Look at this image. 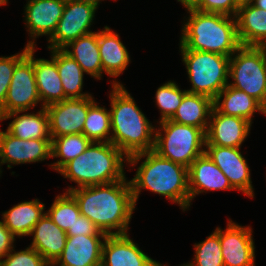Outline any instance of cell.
<instances>
[{
  "instance_id": "cell-1",
  "label": "cell",
  "mask_w": 266,
  "mask_h": 266,
  "mask_svg": "<svg viewBox=\"0 0 266 266\" xmlns=\"http://www.w3.org/2000/svg\"><path fill=\"white\" fill-rule=\"evenodd\" d=\"M69 193L77 201L81 215L92 221L101 232L106 235L128 233L136 206L127 178L74 188Z\"/></svg>"
},
{
  "instance_id": "cell-2",
  "label": "cell",
  "mask_w": 266,
  "mask_h": 266,
  "mask_svg": "<svg viewBox=\"0 0 266 266\" xmlns=\"http://www.w3.org/2000/svg\"><path fill=\"white\" fill-rule=\"evenodd\" d=\"M142 158L145 160L139 164ZM127 164L133 167L139 164L134 178L129 180L135 206L140 192L145 189L178 204L183 212L189 209L187 167L163 158L153 150L129 156Z\"/></svg>"
},
{
  "instance_id": "cell-3",
  "label": "cell",
  "mask_w": 266,
  "mask_h": 266,
  "mask_svg": "<svg viewBox=\"0 0 266 266\" xmlns=\"http://www.w3.org/2000/svg\"><path fill=\"white\" fill-rule=\"evenodd\" d=\"M110 97V142L127 157L154 148L155 127L124 85L114 79Z\"/></svg>"
},
{
  "instance_id": "cell-4",
  "label": "cell",
  "mask_w": 266,
  "mask_h": 266,
  "mask_svg": "<svg viewBox=\"0 0 266 266\" xmlns=\"http://www.w3.org/2000/svg\"><path fill=\"white\" fill-rule=\"evenodd\" d=\"M180 50L206 51L231 57L241 46L235 17L188 8ZM186 21V22H185Z\"/></svg>"
},
{
  "instance_id": "cell-5",
  "label": "cell",
  "mask_w": 266,
  "mask_h": 266,
  "mask_svg": "<svg viewBox=\"0 0 266 266\" xmlns=\"http://www.w3.org/2000/svg\"><path fill=\"white\" fill-rule=\"evenodd\" d=\"M128 157L111 142H92L76 158L66 163L59 171L64 178L77 183L69 186L65 192L74 188L107 184L126 178L124 164Z\"/></svg>"
},
{
  "instance_id": "cell-6",
  "label": "cell",
  "mask_w": 266,
  "mask_h": 266,
  "mask_svg": "<svg viewBox=\"0 0 266 266\" xmlns=\"http://www.w3.org/2000/svg\"><path fill=\"white\" fill-rule=\"evenodd\" d=\"M155 128L154 148L158 155L187 168L205 153L206 134L198 127L179 124L171 120Z\"/></svg>"
},
{
  "instance_id": "cell-7",
  "label": "cell",
  "mask_w": 266,
  "mask_h": 266,
  "mask_svg": "<svg viewBox=\"0 0 266 266\" xmlns=\"http://www.w3.org/2000/svg\"><path fill=\"white\" fill-rule=\"evenodd\" d=\"M192 88L187 92L207 96L214 100L228 85L230 57L221 54L180 50Z\"/></svg>"
},
{
  "instance_id": "cell-8",
  "label": "cell",
  "mask_w": 266,
  "mask_h": 266,
  "mask_svg": "<svg viewBox=\"0 0 266 266\" xmlns=\"http://www.w3.org/2000/svg\"><path fill=\"white\" fill-rule=\"evenodd\" d=\"M228 85L244 91L266 108V46L241 45L230 57Z\"/></svg>"
},
{
  "instance_id": "cell-9",
  "label": "cell",
  "mask_w": 266,
  "mask_h": 266,
  "mask_svg": "<svg viewBox=\"0 0 266 266\" xmlns=\"http://www.w3.org/2000/svg\"><path fill=\"white\" fill-rule=\"evenodd\" d=\"M40 102L33 65V48L27 47V54L13 71L5 101L0 106V118L4 114L29 111Z\"/></svg>"
},
{
  "instance_id": "cell-10",
  "label": "cell",
  "mask_w": 266,
  "mask_h": 266,
  "mask_svg": "<svg viewBox=\"0 0 266 266\" xmlns=\"http://www.w3.org/2000/svg\"><path fill=\"white\" fill-rule=\"evenodd\" d=\"M98 8L89 3L66 1L63 14L47 48L62 49L69 42L92 32L90 29Z\"/></svg>"
},
{
  "instance_id": "cell-11",
  "label": "cell",
  "mask_w": 266,
  "mask_h": 266,
  "mask_svg": "<svg viewBox=\"0 0 266 266\" xmlns=\"http://www.w3.org/2000/svg\"><path fill=\"white\" fill-rule=\"evenodd\" d=\"M93 96L68 98L46 106L50 137L81 134Z\"/></svg>"
},
{
  "instance_id": "cell-12",
  "label": "cell",
  "mask_w": 266,
  "mask_h": 266,
  "mask_svg": "<svg viewBox=\"0 0 266 266\" xmlns=\"http://www.w3.org/2000/svg\"><path fill=\"white\" fill-rule=\"evenodd\" d=\"M227 227H219V240L224 266H254L255 243L251 226L227 220Z\"/></svg>"
},
{
  "instance_id": "cell-13",
  "label": "cell",
  "mask_w": 266,
  "mask_h": 266,
  "mask_svg": "<svg viewBox=\"0 0 266 266\" xmlns=\"http://www.w3.org/2000/svg\"><path fill=\"white\" fill-rule=\"evenodd\" d=\"M51 158V139L24 140L0 129V176L1 165L36 163Z\"/></svg>"
},
{
  "instance_id": "cell-14",
  "label": "cell",
  "mask_w": 266,
  "mask_h": 266,
  "mask_svg": "<svg viewBox=\"0 0 266 266\" xmlns=\"http://www.w3.org/2000/svg\"><path fill=\"white\" fill-rule=\"evenodd\" d=\"M241 148L205 145V153L228 178L231 186L254 198L250 167L240 152Z\"/></svg>"
},
{
  "instance_id": "cell-15",
  "label": "cell",
  "mask_w": 266,
  "mask_h": 266,
  "mask_svg": "<svg viewBox=\"0 0 266 266\" xmlns=\"http://www.w3.org/2000/svg\"><path fill=\"white\" fill-rule=\"evenodd\" d=\"M66 0H27L24 7L25 27L31 40L27 47L35 48V38L53 35L57 24L63 14Z\"/></svg>"
},
{
  "instance_id": "cell-16",
  "label": "cell",
  "mask_w": 266,
  "mask_h": 266,
  "mask_svg": "<svg viewBox=\"0 0 266 266\" xmlns=\"http://www.w3.org/2000/svg\"><path fill=\"white\" fill-rule=\"evenodd\" d=\"M144 253L129 234L107 235L102 246L101 266H161Z\"/></svg>"
},
{
  "instance_id": "cell-17",
  "label": "cell",
  "mask_w": 266,
  "mask_h": 266,
  "mask_svg": "<svg viewBox=\"0 0 266 266\" xmlns=\"http://www.w3.org/2000/svg\"><path fill=\"white\" fill-rule=\"evenodd\" d=\"M251 126L248 120L224 115L213 107L205 133V145L241 148L250 134Z\"/></svg>"
},
{
  "instance_id": "cell-18",
  "label": "cell",
  "mask_w": 266,
  "mask_h": 266,
  "mask_svg": "<svg viewBox=\"0 0 266 266\" xmlns=\"http://www.w3.org/2000/svg\"><path fill=\"white\" fill-rule=\"evenodd\" d=\"M107 235L67 236L55 266H101L102 246ZM103 240V241H102Z\"/></svg>"
},
{
  "instance_id": "cell-19",
  "label": "cell",
  "mask_w": 266,
  "mask_h": 266,
  "mask_svg": "<svg viewBox=\"0 0 266 266\" xmlns=\"http://www.w3.org/2000/svg\"><path fill=\"white\" fill-rule=\"evenodd\" d=\"M190 205L196 195L216 190H235L225 174L206 153L197 157L188 168Z\"/></svg>"
},
{
  "instance_id": "cell-20",
  "label": "cell",
  "mask_w": 266,
  "mask_h": 266,
  "mask_svg": "<svg viewBox=\"0 0 266 266\" xmlns=\"http://www.w3.org/2000/svg\"><path fill=\"white\" fill-rule=\"evenodd\" d=\"M35 52L36 49L33 48V65L41 108L68 99L56 65V49H50V60L34 58Z\"/></svg>"
},
{
  "instance_id": "cell-21",
  "label": "cell",
  "mask_w": 266,
  "mask_h": 266,
  "mask_svg": "<svg viewBox=\"0 0 266 266\" xmlns=\"http://www.w3.org/2000/svg\"><path fill=\"white\" fill-rule=\"evenodd\" d=\"M29 236H32L30 247L53 264L62 254L67 241V233L59 228L45 213L35 224Z\"/></svg>"
},
{
  "instance_id": "cell-22",
  "label": "cell",
  "mask_w": 266,
  "mask_h": 266,
  "mask_svg": "<svg viewBox=\"0 0 266 266\" xmlns=\"http://www.w3.org/2000/svg\"><path fill=\"white\" fill-rule=\"evenodd\" d=\"M98 46L103 73L114 78L123 74L131 59L127 48L120 40L119 33L105 26L104 29L98 31Z\"/></svg>"
},
{
  "instance_id": "cell-23",
  "label": "cell",
  "mask_w": 266,
  "mask_h": 266,
  "mask_svg": "<svg viewBox=\"0 0 266 266\" xmlns=\"http://www.w3.org/2000/svg\"><path fill=\"white\" fill-rule=\"evenodd\" d=\"M213 107L227 116H237L253 123V115L261 112L266 115V108L255 98L242 90L227 85L213 100Z\"/></svg>"
},
{
  "instance_id": "cell-24",
  "label": "cell",
  "mask_w": 266,
  "mask_h": 266,
  "mask_svg": "<svg viewBox=\"0 0 266 266\" xmlns=\"http://www.w3.org/2000/svg\"><path fill=\"white\" fill-rule=\"evenodd\" d=\"M235 19L240 45L266 46V10L245 4L239 6Z\"/></svg>"
},
{
  "instance_id": "cell-25",
  "label": "cell",
  "mask_w": 266,
  "mask_h": 266,
  "mask_svg": "<svg viewBox=\"0 0 266 266\" xmlns=\"http://www.w3.org/2000/svg\"><path fill=\"white\" fill-rule=\"evenodd\" d=\"M20 113L25 114L19 115ZM10 118H13V120L8 124L6 131L14 137L24 140L51 139L49 134V115L45 107L36 113L18 111L4 114L0 121Z\"/></svg>"
},
{
  "instance_id": "cell-26",
  "label": "cell",
  "mask_w": 266,
  "mask_h": 266,
  "mask_svg": "<svg viewBox=\"0 0 266 266\" xmlns=\"http://www.w3.org/2000/svg\"><path fill=\"white\" fill-rule=\"evenodd\" d=\"M62 50L81 66L86 75L101 80L103 67L98 46V32H91L69 42Z\"/></svg>"
},
{
  "instance_id": "cell-27",
  "label": "cell",
  "mask_w": 266,
  "mask_h": 266,
  "mask_svg": "<svg viewBox=\"0 0 266 266\" xmlns=\"http://www.w3.org/2000/svg\"><path fill=\"white\" fill-rule=\"evenodd\" d=\"M45 209V204L39 199L20 202L2 213V221L15 237L21 238L30 235L35 224L46 213Z\"/></svg>"
},
{
  "instance_id": "cell-28",
  "label": "cell",
  "mask_w": 266,
  "mask_h": 266,
  "mask_svg": "<svg viewBox=\"0 0 266 266\" xmlns=\"http://www.w3.org/2000/svg\"><path fill=\"white\" fill-rule=\"evenodd\" d=\"M212 109L211 98L187 92L170 120L201 128L206 133Z\"/></svg>"
},
{
  "instance_id": "cell-29",
  "label": "cell",
  "mask_w": 266,
  "mask_h": 266,
  "mask_svg": "<svg viewBox=\"0 0 266 266\" xmlns=\"http://www.w3.org/2000/svg\"><path fill=\"white\" fill-rule=\"evenodd\" d=\"M56 65L67 98L92 96L90 93L82 91L85 73L81 66L62 49H56Z\"/></svg>"
},
{
  "instance_id": "cell-30",
  "label": "cell",
  "mask_w": 266,
  "mask_h": 266,
  "mask_svg": "<svg viewBox=\"0 0 266 266\" xmlns=\"http://www.w3.org/2000/svg\"><path fill=\"white\" fill-rule=\"evenodd\" d=\"M92 142L83 134L51 137V158H60L49 166L59 171L66 163L82 154Z\"/></svg>"
},
{
  "instance_id": "cell-31",
  "label": "cell",
  "mask_w": 266,
  "mask_h": 266,
  "mask_svg": "<svg viewBox=\"0 0 266 266\" xmlns=\"http://www.w3.org/2000/svg\"><path fill=\"white\" fill-rule=\"evenodd\" d=\"M95 100L89 105L82 133L91 142H110L111 115L110 110L99 106Z\"/></svg>"
},
{
  "instance_id": "cell-32",
  "label": "cell",
  "mask_w": 266,
  "mask_h": 266,
  "mask_svg": "<svg viewBox=\"0 0 266 266\" xmlns=\"http://www.w3.org/2000/svg\"><path fill=\"white\" fill-rule=\"evenodd\" d=\"M46 214L65 232L73 228L76 219L81 215L77 201L69 192L57 195Z\"/></svg>"
},
{
  "instance_id": "cell-33",
  "label": "cell",
  "mask_w": 266,
  "mask_h": 266,
  "mask_svg": "<svg viewBox=\"0 0 266 266\" xmlns=\"http://www.w3.org/2000/svg\"><path fill=\"white\" fill-rule=\"evenodd\" d=\"M194 260L180 266H224L219 240V227L204 241L194 244Z\"/></svg>"
},
{
  "instance_id": "cell-34",
  "label": "cell",
  "mask_w": 266,
  "mask_h": 266,
  "mask_svg": "<svg viewBox=\"0 0 266 266\" xmlns=\"http://www.w3.org/2000/svg\"><path fill=\"white\" fill-rule=\"evenodd\" d=\"M186 93L187 90H181L175 81L171 80L157 88L155 102L159 111H161L159 122L172 118Z\"/></svg>"
},
{
  "instance_id": "cell-35",
  "label": "cell",
  "mask_w": 266,
  "mask_h": 266,
  "mask_svg": "<svg viewBox=\"0 0 266 266\" xmlns=\"http://www.w3.org/2000/svg\"><path fill=\"white\" fill-rule=\"evenodd\" d=\"M14 249L0 260V266H47L49 264L38 251L30 246L21 251Z\"/></svg>"
},
{
  "instance_id": "cell-36",
  "label": "cell",
  "mask_w": 266,
  "mask_h": 266,
  "mask_svg": "<svg viewBox=\"0 0 266 266\" xmlns=\"http://www.w3.org/2000/svg\"><path fill=\"white\" fill-rule=\"evenodd\" d=\"M27 54L25 45L21 53L0 57V106L4 103L17 63Z\"/></svg>"
},
{
  "instance_id": "cell-37",
  "label": "cell",
  "mask_w": 266,
  "mask_h": 266,
  "mask_svg": "<svg viewBox=\"0 0 266 266\" xmlns=\"http://www.w3.org/2000/svg\"><path fill=\"white\" fill-rule=\"evenodd\" d=\"M192 8L235 17L239 6L235 0H199Z\"/></svg>"
},
{
  "instance_id": "cell-38",
  "label": "cell",
  "mask_w": 266,
  "mask_h": 266,
  "mask_svg": "<svg viewBox=\"0 0 266 266\" xmlns=\"http://www.w3.org/2000/svg\"><path fill=\"white\" fill-rule=\"evenodd\" d=\"M67 236H77V235H106L101 232L96 225L90 221L87 217L80 215L78 219H76L73 228H69L67 230Z\"/></svg>"
},
{
  "instance_id": "cell-39",
  "label": "cell",
  "mask_w": 266,
  "mask_h": 266,
  "mask_svg": "<svg viewBox=\"0 0 266 266\" xmlns=\"http://www.w3.org/2000/svg\"><path fill=\"white\" fill-rule=\"evenodd\" d=\"M15 236L0 220V260L3 259L15 246Z\"/></svg>"
},
{
  "instance_id": "cell-40",
  "label": "cell",
  "mask_w": 266,
  "mask_h": 266,
  "mask_svg": "<svg viewBox=\"0 0 266 266\" xmlns=\"http://www.w3.org/2000/svg\"><path fill=\"white\" fill-rule=\"evenodd\" d=\"M184 8H192L199 0H177Z\"/></svg>"
},
{
  "instance_id": "cell-41",
  "label": "cell",
  "mask_w": 266,
  "mask_h": 266,
  "mask_svg": "<svg viewBox=\"0 0 266 266\" xmlns=\"http://www.w3.org/2000/svg\"><path fill=\"white\" fill-rule=\"evenodd\" d=\"M66 1L89 3V4L94 5L96 8H98L101 1H104V0H66ZM114 1H116V0H114Z\"/></svg>"
},
{
  "instance_id": "cell-42",
  "label": "cell",
  "mask_w": 266,
  "mask_h": 266,
  "mask_svg": "<svg viewBox=\"0 0 266 266\" xmlns=\"http://www.w3.org/2000/svg\"><path fill=\"white\" fill-rule=\"evenodd\" d=\"M251 4L257 8L266 10V0H253Z\"/></svg>"
},
{
  "instance_id": "cell-43",
  "label": "cell",
  "mask_w": 266,
  "mask_h": 266,
  "mask_svg": "<svg viewBox=\"0 0 266 266\" xmlns=\"http://www.w3.org/2000/svg\"><path fill=\"white\" fill-rule=\"evenodd\" d=\"M238 6L252 3L253 0H235Z\"/></svg>"
},
{
  "instance_id": "cell-44",
  "label": "cell",
  "mask_w": 266,
  "mask_h": 266,
  "mask_svg": "<svg viewBox=\"0 0 266 266\" xmlns=\"http://www.w3.org/2000/svg\"><path fill=\"white\" fill-rule=\"evenodd\" d=\"M0 2L5 6L6 4H8V0H0Z\"/></svg>"
},
{
  "instance_id": "cell-45",
  "label": "cell",
  "mask_w": 266,
  "mask_h": 266,
  "mask_svg": "<svg viewBox=\"0 0 266 266\" xmlns=\"http://www.w3.org/2000/svg\"><path fill=\"white\" fill-rule=\"evenodd\" d=\"M47 266H55L54 264L49 263Z\"/></svg>"
}]
</instances>
